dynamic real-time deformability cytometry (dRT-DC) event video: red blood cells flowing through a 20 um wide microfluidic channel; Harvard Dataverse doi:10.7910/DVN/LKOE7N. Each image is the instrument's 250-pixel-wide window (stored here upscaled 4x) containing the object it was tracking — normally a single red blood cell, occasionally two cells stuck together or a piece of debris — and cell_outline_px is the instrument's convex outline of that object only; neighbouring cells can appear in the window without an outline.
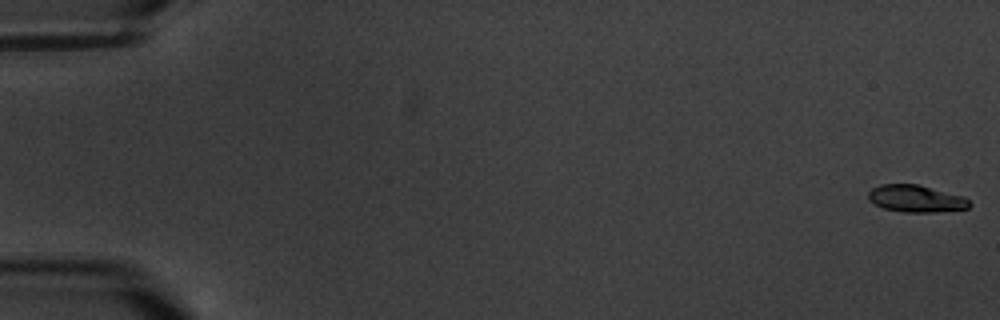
{"species": "common noctule bat (a hibernating species)", "species_latin": "Nyctalus noctula", "temperature_condition": "warm", "stored_images_in_passage": 6, "camera_frame_rate_fps": 3000, "um_per_image_px": 0.085, "animal": {"sex": "male", "body_mass_g": 20.1, "forearm_length_mm": 53.5}, "frame": {"image": 1, "passage_image": 1, "time_ms": 0.0, "image_size_px": [1000, 320], "cell_outline_px": [[972, 204], [968, 208], [932, 212], [904, 212], [884, 208], [868, 200], [868, 192], [872, 188], [880, 184], [916, 184], [964, 196]], "centroid_in_image_um": [77.85, 16.88], "position_along_channel_um": 7.2, "area_um2": 15.84}}
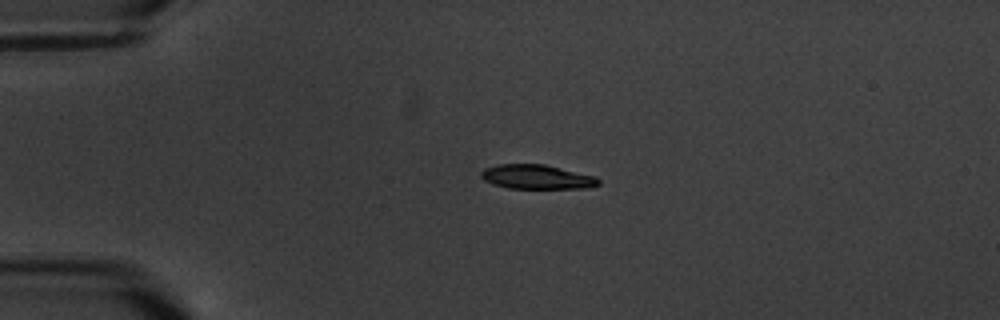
{"frame": {"image": 2, "passage_image": 5, "time_ms": 4.667, "image_size_px": [1000, 320], "cell_outline_px": [[600, 184], [588, 188], [508, 188], [492, 184], [484, 180], [480, 176], [480, 172], [484, 168], [496, 164], [544, 164], [596, 176], [600, 180]], "centroid_in_image_um": [45.61, 15.03], "position_along_channel_um": 39.4, "area_um2": 16.76}}